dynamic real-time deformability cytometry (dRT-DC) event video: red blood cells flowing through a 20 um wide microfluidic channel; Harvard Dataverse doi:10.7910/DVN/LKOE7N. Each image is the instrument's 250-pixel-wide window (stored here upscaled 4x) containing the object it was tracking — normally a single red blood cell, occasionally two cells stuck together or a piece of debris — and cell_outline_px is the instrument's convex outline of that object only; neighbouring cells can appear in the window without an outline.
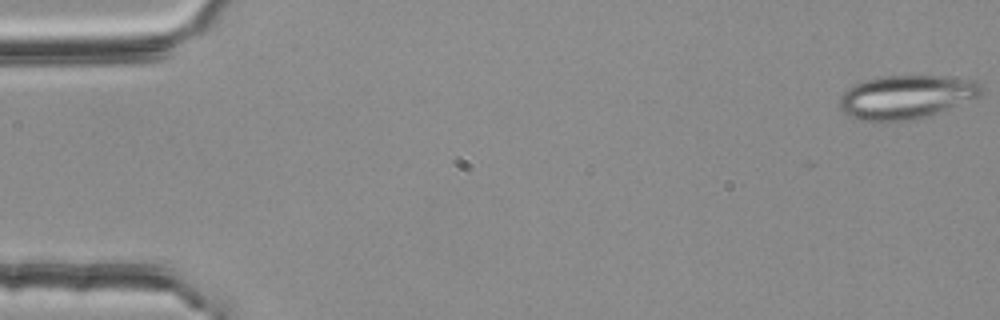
{"species": "common noctule bat (a hibernating species)", "species_latin": "Nyctalus noctula", "temperature_condition": "room temperature", "stored_images_in_passage": 54, "camera_frame_rate_fps": 3000, "um_per_image_px": 0.085, "animal": {"sex": "female", "body_mass_g": 25.1}, "frame": {"image": 1, "passage_image": 1, "time_ms": 0.0, "image_size_px": [1000, 320], "cell_outline_px": [[984, 92], [980, 96], [936, 112], [912, 120], [884, 124], [852, 120], [840, 108], [840, 96], [848, 88], [864, 80], [880, 76], [944, 76], [976, 80], [984, 84]], "centroid_in_image_um": [76.99, 8.27], "position_along_channel_um": 8.0, "area_um2": 36.7}}
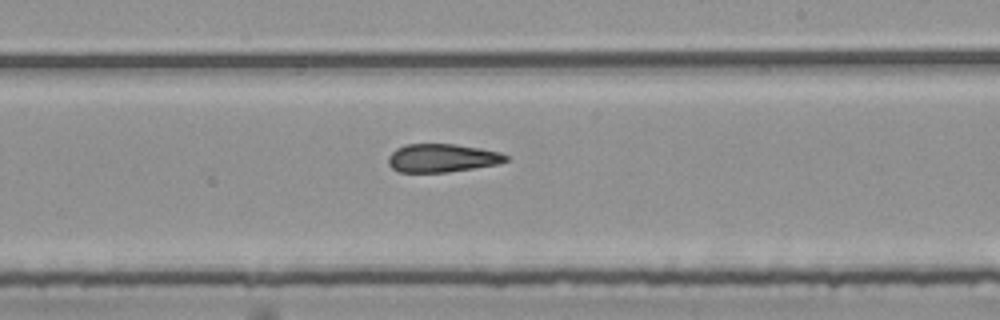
{"frame": {"image": 2, "passage_image": 32, "time_ms": 10.333, "image_size_px": [1000, 320], "cell_outline_px": [[508, 160], [500, 164], [448, 172], [400, 172], [392, 168], [388, 164], [388, 156], [396, 148], [404, 144], [456, 144], [480, 148], [500, 152], [508, 156]], "centroid_in_image_um": [37.58, 13.43], "position_along_channel_um": 251.4, "area_um2": 19.54}}
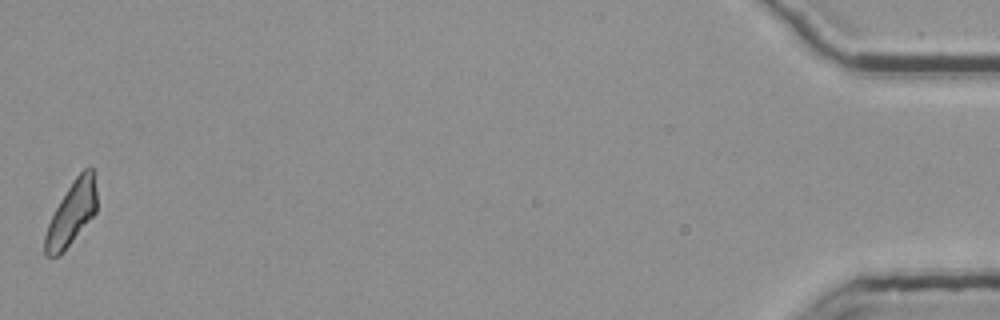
{"frame": {"image": 3, "passage_image": 54, "time_ms": 17.667, "image_size_px": [1000, 320], "cell_outline_px": [[96, 212], [72, 240], [56, 256], [44, 256], [44, 236], [48, 224], [60, 200], [72, 180], [84, 168], [92, 168], [96, 188]], "centroid_in_image_um": [6.07, 18.1], "position_along_channel_um": 429.1, "area_um2": 18.61}, "authors_computed_cell_mechanics": {"area_um2": 20.2878, "velocity_mm_per_s": 3.7853, "shape_relaxation_time_tau1_ms": null, "shape_relaxation_time_tau2_ms": 8.4136, "deformation_change_tau1": null, "deformation_change_tau2": 0.1972}}